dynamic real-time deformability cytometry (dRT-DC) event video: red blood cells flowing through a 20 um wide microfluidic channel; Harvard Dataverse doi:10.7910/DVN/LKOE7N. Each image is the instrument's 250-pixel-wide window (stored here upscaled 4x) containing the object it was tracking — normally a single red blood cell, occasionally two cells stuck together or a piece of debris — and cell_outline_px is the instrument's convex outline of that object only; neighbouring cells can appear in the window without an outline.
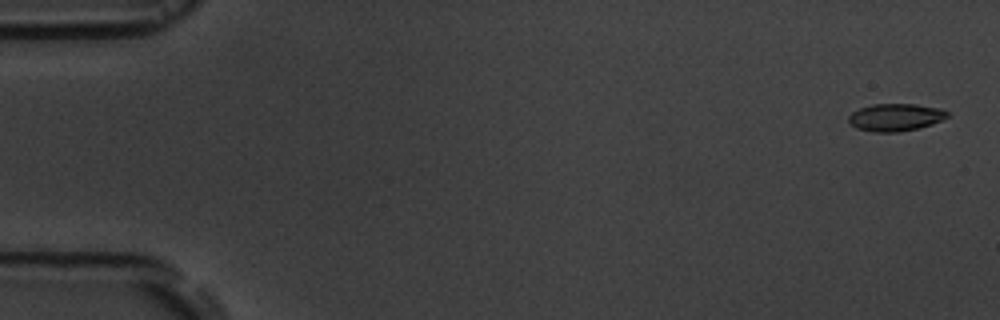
{"species": "common noctule bat (a hibernating species)", "species_latin": "Nyctalus noctula", "temperature_condition": "room temperature", "stored_images_in_passage": 5, "camera_frame_rate_fps": 3000, "um_per_image_px": 0.085, "animal": {"sex": "male", "body_mass_g": 19.5, "forearm_length_mm": 54.6}, "frame": {"image": 1, "passage_image": 1, "time_ms": 0.0, "image_size_px": [1000, 320], "cell_outline_px": [[948, 116], [932, 124], [900, 132], [872, 132], [856, 128], [848, 120], [848, 116], [852, 112], [860, 108], [872, 104], [916, 104], [940, 108], [948, 112]], "centroid_in_image_um": [76.09, 9.97], "position_along_channel_um": 8.9, "area_um2": 15.72}}
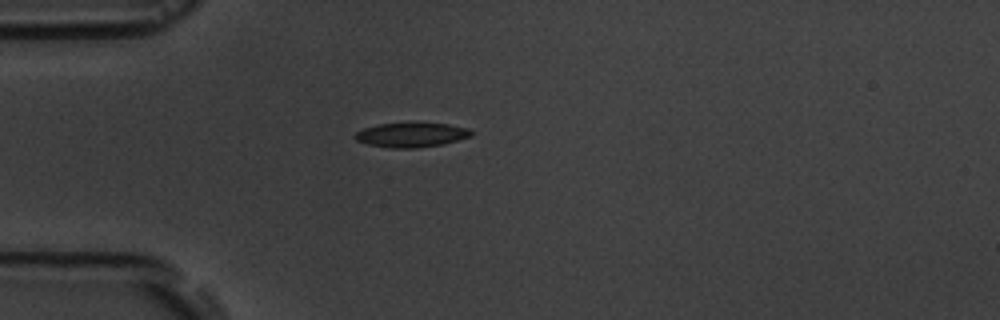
{"frame": {"image": 2, "passage_image": 5, "time_ms": 4.667, "image_size_px": [1000, 320], "cell_outline_px": [[472, 136], [440, 144], [416, 148], [392, 148], [368, 144], [356, 140], [352, 136], [356, 132], [364, 128], [380, 124], [448, 124], [468, 128], [472, 132]], "centroid_in_image_um": [34.93, 11.48], "position_along_channel_um": 50.1, "area_um2": 16.13}}